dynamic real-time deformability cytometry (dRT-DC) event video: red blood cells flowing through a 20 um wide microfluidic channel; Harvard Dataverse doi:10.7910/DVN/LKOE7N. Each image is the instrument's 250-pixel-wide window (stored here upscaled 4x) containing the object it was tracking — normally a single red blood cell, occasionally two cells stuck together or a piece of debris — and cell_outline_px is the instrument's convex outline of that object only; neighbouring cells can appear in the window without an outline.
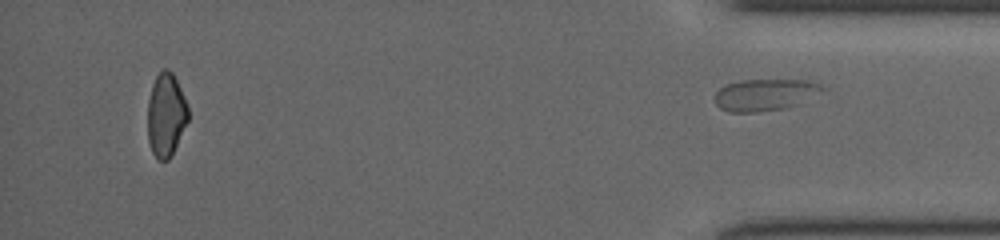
{"species": "common noctule bat (a hibernating species)", "species_latin": "Nyctalus noctula", "temperature_condition": "cold", "stored_images_in_passage": 42, "segment_of_instrument_passage": [2, 2], "camera_frame_rate_fps": 3000, "um_per_image_px": 0.085, "animal": {"sex": "female", "body_mass_g": 19.5, "forearm_length_mm": 54.1}, "frame": {"image": 1, "passage_image": 42, "time_ms": 13.667, "image_size_px": [1000, 240], "cell_outline_px": [[828, 88], [800, 104], [788, 108], [756, 112], [728, 112], [720, 108], [716, 104], [716, 92], [724, 84], [740, 80], [808, 80], [824, 84]], "centroid_in_image_um": [65.08, 8.05], "position_along_channel_um": 370.1, "area_um2": 20.29}}